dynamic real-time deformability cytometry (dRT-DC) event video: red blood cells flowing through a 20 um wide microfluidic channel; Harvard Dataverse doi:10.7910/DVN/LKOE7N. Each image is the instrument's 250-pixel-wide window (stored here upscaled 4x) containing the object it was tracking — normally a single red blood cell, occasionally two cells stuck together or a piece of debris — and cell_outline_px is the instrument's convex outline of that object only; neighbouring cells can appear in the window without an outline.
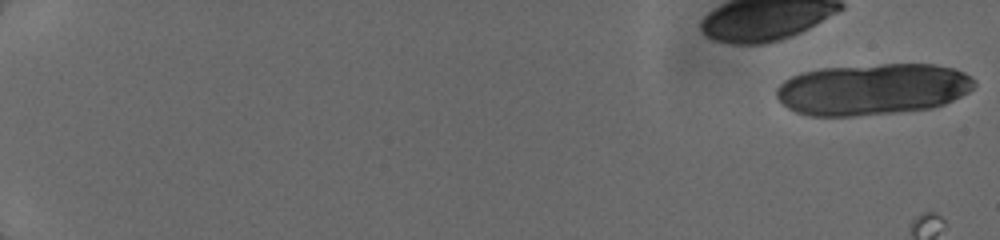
{"species": "human", "species_latin": "Homo sapiens", "temperature_condition": "cold", "stored_images_in_passage": 4, "camera_frame_rate_fps": 3000, "um_per_image_px": 0.085, "donor": {"sex": "female"}, "frame": {"image": 1, "passage_image": 1, "time_ms": 0.0, "image_size_px": [1000, 240], "cell_outline_px": [[976, 84], [968, 92], [944, 104], [932, 108], [896, 112], [852, 116], [808, 116], [796, 112], [788, 108], [776, 96], [776, 88], [784, 80], [800, 72], [820, 68], [880, 64], [932, 64], [952, 68], [964, 72], [972, 76], [976, 80]], "centroid_in_image_um": [74.16, 7.58], "position_along_channel_um": 10.8, "area_um2": 59.53}}